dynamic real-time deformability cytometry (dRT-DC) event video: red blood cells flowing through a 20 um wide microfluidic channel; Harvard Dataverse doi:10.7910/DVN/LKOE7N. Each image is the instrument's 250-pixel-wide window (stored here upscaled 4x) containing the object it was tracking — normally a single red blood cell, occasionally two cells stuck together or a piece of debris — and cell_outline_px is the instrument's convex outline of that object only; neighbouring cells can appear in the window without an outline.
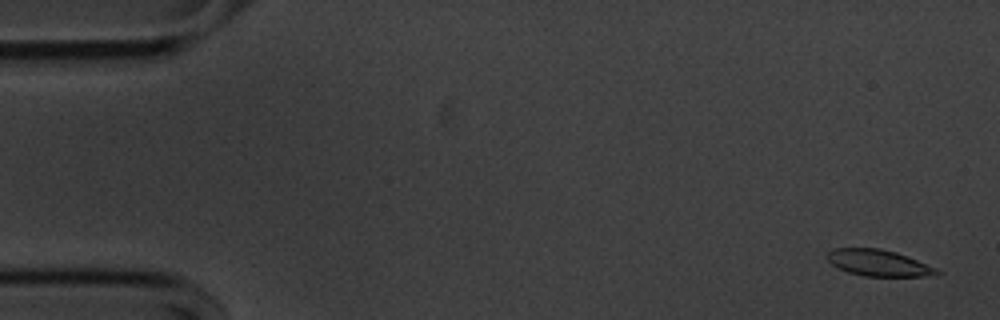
{"species": "common noctule bat (a hibernating species)", "species_latin": "Nyctalus noctula", "temperature_condition": "cold", "stored_images_in_passage": 14, "camera_frame_rate_fps": 3000, "um_per_image_px": 0.085, "animal": {"sex": "male", "body_mass_g": 20.1, "forearm_length_mm": 53.5}, "frame": {"image": 1, "passage_image": 2, "time_ms": 0.333, "image_size_px": [1000, 320], "cell_outline_px": [[944, 272], [940, 276], [864, 276], [848, 272], [832, 264], [824, 256], [828, 252], [836, 248], [880, 248], [896, 252], [908, 256], [936, 268]], "centroid_in_image_um": [74.73, 22.35], "position_along_channel_um": 10.3, "area_um2": 16.99}}